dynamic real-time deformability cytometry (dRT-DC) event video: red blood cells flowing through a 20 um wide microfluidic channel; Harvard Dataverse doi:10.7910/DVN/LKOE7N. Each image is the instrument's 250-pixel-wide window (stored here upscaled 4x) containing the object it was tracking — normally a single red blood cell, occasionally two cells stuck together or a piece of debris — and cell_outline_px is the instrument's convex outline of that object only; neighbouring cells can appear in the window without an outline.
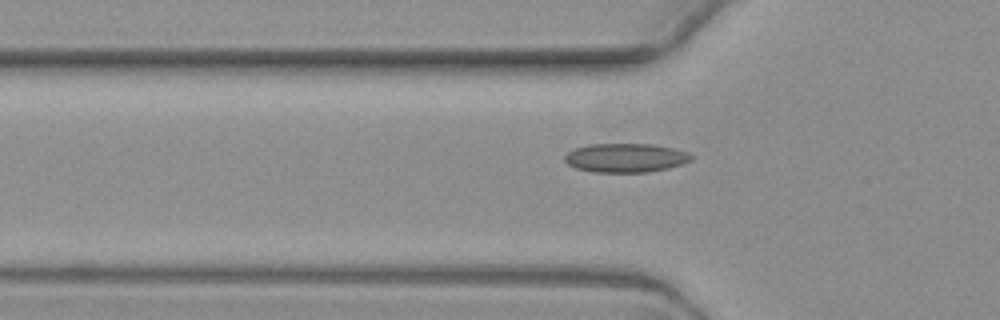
{"species": "common noctule bat (a hibernating species)", "species_latin": "Nyctalus noctula", "temperature_condition": "warm", "stored_images_in_passage": 5, "segment_of_instrument_passage": [2, 2], "camera_frame_rate_fps": 3000, "um_per_image_px": 0.085, "animal": {"sex": "female", "body_mass_g": 19.3, "forearm_length_mm": 54.1}, "frame": {"image": 1, "passage_image": 5, "time_ms": 5.667, "image_size_px": [1000, 320], "cell_outline_px": [[692, 160], [668, 168], [648, 172], [592, 172], [576, 168], [568, 164], [564, 160], [564, 156], [568, 152], [576, 148], [588, 144], [652, 144], [672, 148], [684, 152], [692, 156]], "centroid_in_image_um": [53.13, 13.42], "position_along_channel_um": 72.7, "area_um2": 21.15}}